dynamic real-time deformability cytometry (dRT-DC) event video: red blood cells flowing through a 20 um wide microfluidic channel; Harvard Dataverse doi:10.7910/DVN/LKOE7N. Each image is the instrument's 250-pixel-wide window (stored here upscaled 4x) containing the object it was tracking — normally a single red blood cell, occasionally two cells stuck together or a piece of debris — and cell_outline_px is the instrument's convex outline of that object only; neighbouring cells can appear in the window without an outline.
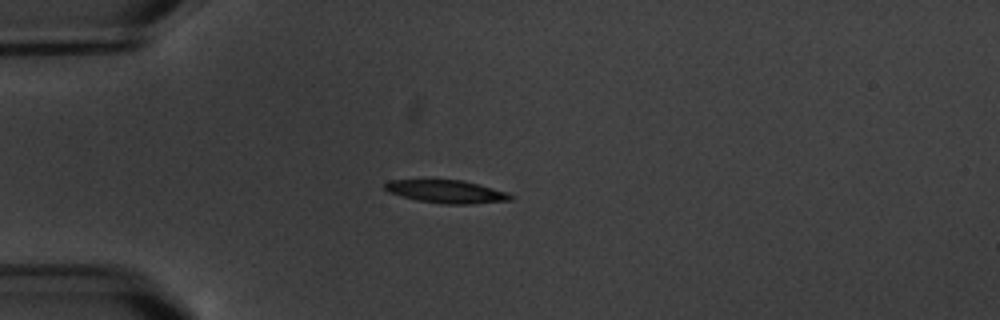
{"species": "common noctule bat (a hibernating species)", "species_latin": "Nyctalus noctula", "temperature_condition": "warm", "stored_images_in_passage": 11, "camera_frame_rate_fps": 3000, "um_per_image_px": 0.085, "animal": {"sex": "male", "body_mass_g": 20.1, "forearm_length_mm": 53.5}, "frame": {"image": 1, "passage_image": 4, "time_ms": 3.667, "image_size_px": [1000, 320], "cell_outline_px": [[512, 200], [472, 204], [444, 204], [416, 200], [400, 196], [388, 192], [384, 188], [384, 184], [388, 180], [464, 180], [508, 192], [512, 196]], "centroid_in_image_um": [37.94, 16.29], "position_along_channel_um": 47.1, "area_um2": 16.88}}
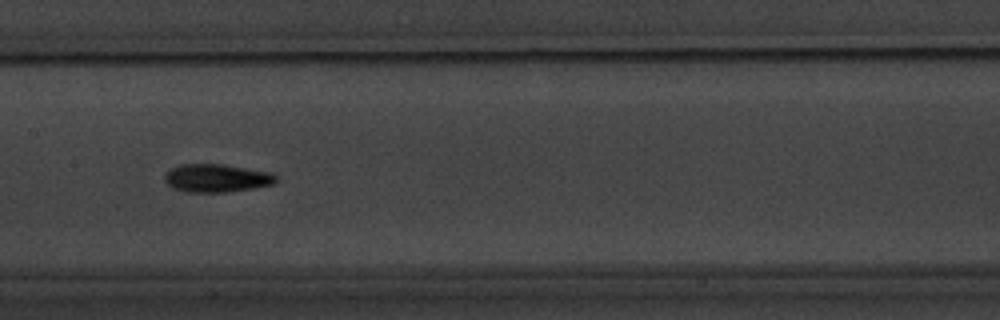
{"frame": {"image": 2, "passage_image": 8, "time_ms": 8.333, "image_size_px": [1000, 320], "cell_outline_px": [[276, 180], [272, 184], [252, 188], [224, 192], [188, 192], [172, 188], [164, 180], [164, 172], [180, 164], [224, 164], [272, 172], [276, 176]], "centroid_in_image_um": [18.37, 15.13], "position_along_channel_um": 189.0, "area_um2": 18.26}}
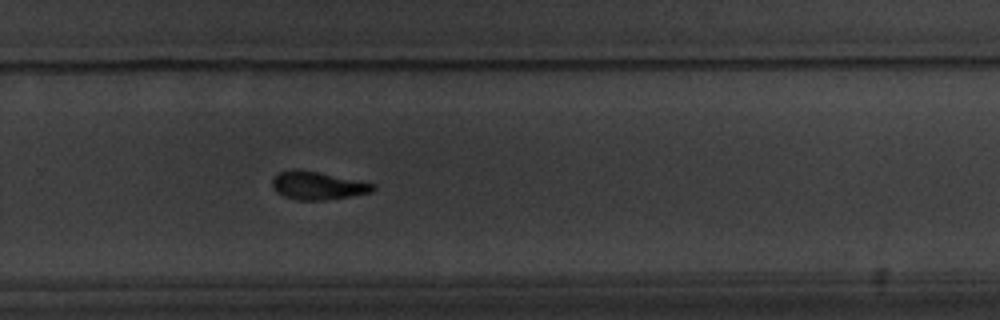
{"frame": {"image": 3, "passage_image": 11, "time_ms": 11.667, "image_size_px": [1000, 320], "cell_outline_px": [[376, 188], [372, 192], [324, 200], [296, 200], [284, 196], [276, 192], [272, 184], [272, 180], [280, 172], [296, 168], [300, 168], [376, 184]], "centroid_in_image_um": [26.99, 15.76], "position_along_channel_um": 302.8, "area_um2": 16.42}}